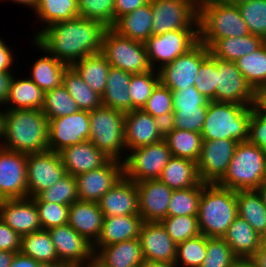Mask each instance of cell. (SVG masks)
<instances>
[{"label":"cell","mask_w":266,"mask_h":267,"mask_svg":"<svg viewBox=\"0 0 266 267\" xmlns=\"http://www.w3.org/2000/svg\"><path fill=\"white\" fill-rule=\"evenodd\" d=\"M239 259H251L264 238L240 216H237L222 237Z\"/></svg>","instance_id":"f1b7e54d"},{"label":"cell","mask_w":266,"mask_h":267,"mask_svg":"<svg viewBox=\"0 0 266 267\" xmlns=\"http://www.w3.org/2000/svg\"><path fill=\"white\" fill-rule=\"evenodd\" d=\"M27 197L33 198L66 175L59 152L27 154Z\"/></svg>","instance_id":"5bb4252c"},{"label":"cell","mask_w":266,"mask_h":267,"mask_svg":"<svg viewBox=\"0 0 266 267\" xmlns=\"http://www.w3.org/2000/svg\"><path fill=\"white\" fill-rule=\"evenodd\" d=\"M94 267H142L145 260L139 238L93 247Z\"/></svg>","instance_id":"cb8c5ba5"},{"label":"cell","mask_w":266,"mask_h":267,"mask_svg":"<svg viewBox=\"0 0 266 267\" xmlns=\"http://www.w3.org/2000/svg\"><path fill=\"white\" fill-rule=\"evenodd\" d=\"M79 17L98 21L107 28L114 25L115 0H77Z\"/></svg>","instance_id":"f5cc1de1"},{"label":"cell","mask_w":266,"mask_h":267,"mask_svg":"<svg viewBox=\"0 0 266 267\" xmlns=\"http://www.w3.org/2000/svg\"><path fill=\"white\" fill-rule=\"evenodd\" d=\"M149 2L150 0H115L114 23L119 17L135 11Z\"/></svg>","instance_id":"94428289"},{"label":"cell","mask_w":266,"mask_h":267,"mask_svg":"<svg viewBox=\"0 0 266 267\" xmlns=\"http://www.w3.org/2000/svg\"><path fill=\"white\" fill-rule=\"evenodd\" d=\"M104 217L98 203L77 200L69 206L67 224L93 245L100 235Z\"/></svg>","instance_id":"4316f807"},{"label":"cell","mask_w":266,"mask_h":267,"mask_svg":"<svg viewBox=\"0 0 266 267\" xmlns=\"http://www.w3.org/2000/svg\"><path fill=\"white\" fill-rule=\"evenodd\" d=\"M235 63L257 93L266 86V42L252 54L240 57Z\"/></svg>","instance_id":"60d3db41"},{"label":"cell","mask_w":266,"mask_h":267,"mask_svg":"<svg viewBox=\"0 0 266 267\" xmlns=\"http://www.w3.org/2000/svg\"><path fill=\"white\" fill-rule=\"evenodd\" d=\"M217 58L211 54L201 63L194 87L209 101H216Z\"/></svg>","instance_id":"db71d44e"},{"label":"cell","mask_w":266,"mask_h":267,"mask_svg":"<svg viewBox=\"0 0 266 267\" xmlns=\"http://www.w3.org/2000/svg\"><path fill=\"white\" fill-rule=\"evenodd\" d=\"M217 102H232L244 106L257 103V92L246 81L235 62L217 59Z\"/></svg>","instance_id":"9a60e30c"},{"label":"cell","mask_w":266,"mask_h":267,"mask_svg":"<svg viewBox=\"0 0 266 267\" xmlns=\"http://www.w3.org/2000/svg\"><path fill=\"white\" fill-rule=\"evenodd\" d=\"M199 41L208 48L217 40L249 33L237 5L199 0Z\"/></svg>","instance_id":"5b68a950"},{"label":"cell","mask_w":266,"mask_h":267,"mask_svg":"<svg viewBox=\"0 0 266 267\" xmlns=\"http://www.w3.org/2000/svg\"><path fill=\"white\" fill-rule=\"evenodd\" d=\"M209 55V48L199 41L187 53L158 70L160 83L171 91L194 86L200 65Z\"/></svg>","instance_id":"7c38bea8"},{"label":"cell","mask_w":266,"mask_h":267,"mask_svg":"<svg viewBox=\"0 0 266 267\" xmlns=\"http://www.w3.org/2000/svg\"><path fill=\"white\" fill-rule=\"evenodd\" d=\"M142 224L143 220L140 215L104 217L98 240L92 246L102 247L136 239L139 237Z\"/></svg>","instance_id":"83f0119b"},{"label":"cell","mask_w":266,"mask_h":267,"mask_svg":"<svg viewBox=\"0 0 266 267\" xmlns=\"http://www.w3.org/2000/svg\"><path fill=\"white\" fill-rule=\"evenodd\" d=\"M101 53L111 67L132 74L152 69L148 62L145 43L121 36L112 28H107L104 33Z\"/></svg>","instance_id":"ba28073f"},{"label":"cell","mask_w":266,"mask_h":267,"mask_svg":"<svg viewBox=\"0 0 266 267\" xmlns=\"http://www.w3.org/2000/svg\"><path fill=\"white\" fill-rule=\"evenodd\" d=\"M0 219L20 236L42 230L33 198L0 200Z\"/></svg>","instance_id":"7402d4cb"},{"label":"cell","mask_w":266,"mask_h":267,"mask_svg":"<svg viewBox=\"0 0 266 267\" xmlns=\"http://www.w3.org/2000/svg\"><path fill=\"white\" fill-rule=\"evenodd\" d=\"M238 142L229 139L203 140L197 163L201 182L217 183L226 173Z\"/></svg>","instance_id":"e0dca14e"},{"label":"cell","mask_w":266,"mask_h":267,"mask_svg":"<svg viewBox=\"0 0 266 267\" xmlns=\"http://www.w3.org/2000/svg\"><path fill=\"white\" fill-rule=\"evenodd\" d=\"M153 13L150 2L119 17L112 29L121 36L145 43L152 35Z\"/></svg>","instance_id":"1f68e13d"},{"label":"cell","mask_w":266,"mask_h":267,"mask_svg":"<svg viewBox=\"0 0 266 267\" xmlns=\"http://www.w3.org/2000/svg\"><path fill=\"white\" fill-rule=\"evenodd\" d=\"M45 92L40 89L29 77L12 80L9 96L5 106L9 110L42 109ZM9 105V106H8Z\"/></svg>","instance_id":"74e56055"},{"label":"cell","mask_w":266,"mask_h":267,"mask_svg":"<svg viewBox=\"0 0 266 267\" xmlns=\"http://www.w3.org/2000/svg\"><path fill=\"white\" fill-rule=\"evenodd\" d=\"M165 124L144 112L134 109L125 113V146L128 152L135 148L163 140Z\"/></svg>","instance_id":"ffe728a7"},{"label":"cell","mask_w":266,"mask_h":267,"mask_svg":"<svg viewBox=\"0 0 266 267\" xmlns=\"http://www.w3.org/2000/svg\"><path fill=\"white\" fill-rule=\"evenodd\" d=\"M266 151L249 141L238 143L224 176L218 185L238 190H256L263 183Z\"/></svg>","instance_id":"8992f818"},{"label":"cell","mask_w":266,"mask_h":267,"mask_svg":"<svg viewBox=\"0 0 266 267\" xmlns=\"http://www.w3.org/2000/svg\"><path fill=\"white\" fill-rule=\"evenodd\" d=\"M257 267H266V240L261 244L260 249L251 258Z\"/></svg>","instance_id":"03108f58"},{"label":"cell","mask_w":266,"mask_h":267,"mask_svg":"<svg viewBox=\"0 0 266 267\" xmlns=\"http://www.w3.org/2000/svg\"><path fill=\"white\" fill-rule=\"evenodd\" d=\"M248 141L266 151V112L257 103L252 108Z\"/></svg>","instance_id":"6f0895ef"},{"label":"cell","mask_w":266,"mask_h":267,"mask_svg":"<svg viewBox=\"0 0 266 267\" xmlns=\"http://www.w3.org/2000/svg\"><path fill=\"white\" fill-rule=\"evenodd\" d=\"M79 111L75 100L67 92L63 84L45 92L42 112L50 119L64 117Z\"/></svg>","instance_id":"7bdbcfd3"},{"label":"cell","mask_w":266,"mask_h":267,"mask_svg":"<svg viewBox=\"0 0 266 267\" xmlns=\"http://www.w3.org/2000/svg\"><path fill=\"white\" fill-rule=\"evenodd\" d=\"M260 194L265 206H266V184L262 183L257 189Z\"/></svg>","instance_id":"34e18365"},{"label":"cell","mask_w":266,"mask_h":267,"mask_svg":"<svg viewBox=\"0 0 266 267\" xmlns=\"http://www.w3.org/2000/svg\"><path fill=\"white\" fill-rule=\"evenodd\" d=\"M106 29L98 21L78 16L44 27L33 38L58 61L72 66L88 55L101 52Z\"/></svg>","instance_id":"6da1fadb"},{"label":"cell","mask_w":266,"mask_h":267,"mask_svg":"<svg viewBox=\"0 0 266 267\" xmlns=\"http://www.w3.org/2000/svg\"><path fill=\"white\" fill-rule=\"evenodd\" d=\"M9 1L16 2L17 4L29 6L28 8H32V10L34 9V11L37 6V0H9Z\"/></svg>","instance_id":"8c879c8a"},{"label":"cell","mask_w":266,"mask_h":267,"mask_svg":"<svg viewBox=\"0 0 266 267\" xmlns=\"http://www.w3.org/2000/svg\"><path fill=\"white\" fill-rule=\"evenodd\" d=\"M62 84L75 100L79 110L90 112L102 106L101 96L90 89L72 66L66 68Z\"/></svg>","instance_id":"ab89813d"},{"label":"cell","mask_w":266,"mask_h":267,"mask_svg":"<svg viewBox=\"0 0 266 267\" xmlns=\"http://www.w3.org/2000/svg\"><path fill=\"white\" fill-rule=\"evenodd\" d=\"M238 216L247 221L251 227L266 238V206L257 190H238Z\"/></svg>","instance_id":"f35d334b"},{"label":"cell","mask_w":266,"mask_h":267,"mask_svg":"<svg viewBox=\"0 0 266 267\" xmlns=\"http://www.w3.org/2000/svg\"><path fill=\"white\" fill-rule=\"evenodd\" d=\"M163 140L173 157H180L197 162L201 153L203 138L201 133L164 127Z\"/></svg>","instance_id":"e575fe53"},{"label":"cell","mask_w":266,"mask_h":267,"mask_svg":"<svg viewBox=\"0 0 266 267\" xmlns=\"http://www.w3.org/2000/svg\"><path fill=\"white\" fill-rule=\"evenodd\" d=\"M27 154L0 146V200L27 197Z\"/></svg>","instance_id":"d6986e66"},{"label":"cell","mask_w":266,"mask_h":267,"mask_svg":"<svg viewBox=\"0 0 266 267\" xmlns=\"http://www.w3.org/2000/svg\"><path fill=\"white\" fill-rule=\"evenodd\" d=\"M207 107L173 109L172 117L168 125L171 128L188 130L201 133L205 122Z\"/></svg>","instance_id":"9f6ffc18"},{"label":"cell","mask_w":266,"mask_h":267,"mask_svg":"<svg viewBox=\"0 0 266 267\" xmlns=\"http://www.w3.org/2000/svg\"><path fill=\"white\" fill-rule=\"evenodd\" d=\"M4 110L1 147L24 154L48 150V119L42 109Z\"/></svg>","instance_id":"7a4b0ae2"},{"label":"cell","mask_w":266,"mask_h":267,"mask_svg":"<svg viewBox=\"0 0 266 267\" xmlns=\"http://www.w3.org/2000/svg\"><path fill=\"white\" fill-rule=\"evenodd\" d=\"M14 54L11 50V47L6 45L5 41H3L0 37V71L1 72H11L10 67L13 66L14 63Z\"/></svg>","instance_id":"6125c7cd"},{"label":"cell","mask_w":266,"mask_h":267,"mask_svg":"<svg viewBox=\"0 0 266 267\" xmlns=\"http://www.w3.org/2000/svg\"><path fill=\"white\" fill-rule=\"evenodd\" d=\"M35 48L43 50L42 57L39 56L32 64L29 78L44 92L54 89L62 84L63 74L68 67L65 63L58 61L48 51H46L35 39L32 41ZM31 76V77H30Z\"/></svg>","instance_id":"f546056e"},{"label":"cell","mask_w":266,"mask_h":267,"mask_svg":"<svg viewBox=\"0 0 266 267\" xmlns=\"http://www.w3.org/2000/svg\"><path fill=\"white\" fill-rule=\"evenodd\" d=\"M89 118V140L110 159L123 162L125 156L122 152L127 153L124 132L125 113L101 106L90 111Z\"/></svg>","instance_id":"52a82bcc"},{"label":"cell","mask_w":266,"mask_h":267,"mask_svg":"<svg viewBox=\"0 0 266 267\" xmlns=\"http://www.w3.org/2000/svg\"><path fill=\"white\" fill-rule=\"evenodd\" d=\"M233 267H257L252 259H239Z\"/></svg>","instance_id":"2644e50d"},{"label":"cell","mask_w":266,"mask_h":267,"mask_svg":"<svg viewBox=\"0 0 266 267\" xmlns=\"http://www.w3.org/2000/svg\"><path fill=\"white\" fill-rule=\"evenodd\" d=\"M257 104L266 112V86L257 93Z\"/></svg>","instance_id":"89a4df30"},{"label":"cell","mask_w":266,"mask_h":267,"mask_svg":"<svg viewBox=\"0 0 266 267\" xmlns=\"http://www.w3.org/2000/svg\"><path fill=\"white\" fill-rule=\"evenodd\" d=\"M142 267H178L175 262H151L145 261Z\"/></svg>","instance_id":"a7ac6f4b"},{"label":"cell","mask_w":266,"mask_h":267,"mask_svg":"<svg viewBox=\"0 0 266 267\" xmlns=\"http://www.w3.org/2000/svg\"><path fill=\"white\" fill-rule=\"evenodd\" d=\"M266 41L251 33L243 37L217 39L210 47V54L221 60L236 62L240 57L252 54Z\"/></svg>","instance_id":"d6a6232c"},{"label":"cell","mask_w":266,"mask_h":267,"mask_svg":"<svg viewBox=\"0 0 266 267\" xmlns=\"http://www.w3.org/2000/svg\"><path fill=\"white\" fill-rule=\"evenodd\" d=\"M10 267H45L43 264L37 262L33 258L18 252L12 259Z\"/></svg>","instance_id":"e7e4bbea"},{"label":"cell","mask_w":266,"mask_h":267,"mask_svg":"<svg viewBox=\"0 0 266 267\" xmlns=\"http://www.w3.org/2000/svg\"><path fill=\"white\" fill-rule=\"evenodd\" d=\"M159 222L176 244L201 234L197 216H167Z\"/></svg>","instance_id":"c3c4849f"},{"label":"cell","mask_w":266,"mask_h":267,"mask_svg":"<svg viewBox=\"0 0 266 267\" xmlns=\"http://www.w3.org/2000/svg\"><path fill=\"white\" fill-rule=\"evenodd\" d=\"M15 252L0 250V267H10Z\"/></svg>","instance_id":"003e7915"},{"label":"cell","mask_w":266,"mask_h":267,"mask_svg":"<svg viewBox=\"0 0 266 267\" xmlns=\"http://www.w3.org/2000/svg\"><path fill=\"white\" fill-rule=\"evenodd\" d=\"M159 180L172 190L188 189L201 182L195 161L173 156L163 168Z\"/></svg>","instance_id":"836d02e7"},{"label":"cell","mask_w":266,"mask_h":267,"mask_svg":"<svg viewBox=\"0 0 266 267\" xmlns=\"http://www.w3.org/2000/svg\"><path fill=\"white\" fill-rule=\"evenodd\" d=\"M263 183L266 184V158L264 162Z\"/></svg>","instance_id":"2a66077c"},{"label":"cell","mask_w":266,"mask_h":267,"mask_svg":"<svg viewBox=\"0 0 266 267\" xmlns=\"http://www.w3.org/2000/svg\"><path fill=\"white\" fill-rule=\"evenodd\" d=\"M171 157L164 140L130 150L123 161L124 176L135 183L159 179Z\"/></svg>","instance_id":"30bf717a"},{"label":"cell","mask_w":266,"mask_h":267,"mask_svg":"<svg viewBox=\"0 0 266 267\" xmlns=\"http://www.w3.org/2000/svg\"><path fill=\"white\" fill-rule=\"evenodd\" d=\"M206 257V236L196 237L177 244L175 264L180 267H200Z\"/></svg>","instance_id":"bcb514c9"},{"label":"cell","mask_w":266,"mask_h":267,"mask_svg":"<svg viewBox=\"0 0 266 267\" xmlns=\"http://www.w3.org/2000/svg\"><path fill=\"white\" fill-rule=\"evenodd\" d=\"M88 111L78 112L48 121V150L59 152L63 148L89 140Z\"/></svg>","instance_id":"2e32d148"},{"label":"cell","mask_w":266,"mask_h":267,"mask_svg":"<svg viewBox=\"0 0 266 267\" xmlns=\"http://www.w3.org/2000/svg\"><path fill=\"white\" fill-rule=\"evenodd\" d=\"M152 35L173 30H199V0H150Z\"/></svg>","instance_id":"9c48e42d"},{"label":"cell","mask_w":266,"mask_h":267,"mask_svg":"<svg viewBox=\"0 0 266 267\" xmlns=\"http://www.w3.org/2000/svg\"><path fill=\"white\" fill-rule=\"evenodd\" d=\"M59 155L66 173L74 177L100 168L110 159L90 140L65 147Z\"/></svg>","instance_id":"484cf974"},{"label":"cell","mask_w":266,"mask_h":267,"mask_svg":"<svg viewBox=\"0 0 266 267\" xmlns=\"http://www.w3.org/2000/svg\"><path fill=\"white\" fill-rule=\"evenodd\" d=\"M72 67L91 90L100 96L103 95L111 65L101 52L88 55L76 61Z\"/></svg>","instance_id":"8d00e7d4"},{"label":"cell","mask_w":266,"mask_h":267,"mask_svg":"<svg viewBox=\"0 0 266 267\" xmlns=\"http://www.w3.org/2000/svg\"><path fill=\"white\" fill-rule=\"evenodd\" d=\"M237 216L236 191L217 183H205L197 214L201 234L222 238Z\"/></svg>","instance_id":"3957f363"},{"label":"cell","mask_w":266,"mask_h":267,"mask_svg":"<svg viewBox=\"0 0 266 267\" xmlns=\"http://www.w3.org/2000/svg\"><path fill=\"white\" fill-rule=\"evenodd\" d=\"M198 42L199 30H173L161 35H151L145 41L148 62L152 69L158 71L187 53Z\"/></svg>","instance_id":"8fae6325"},{"label":"cell","mask_w":266,"mask_h":267,"mask_svg":"<svg viewBox=\"0 0 266 267\" xmlns=\"http://www.w3.org/2000/svg\"><path fill=\"white\" fill-rule=\"evenodd\" d=\"M37 196L42 201L70 206L79 200L76 178L70 174H66Z\"/></svg>","instance_id":"7dc6e473"},{"label":"cell","mask_w":266,"mask_h":267,"mask_svg":"<svg viewBox=\"0 0 266 267\" xmlns=\"http://www.w3.org/2000/svg\"><path fill=\"white\" fill-rule=\"evenodd\" d=\"M20 252L29 256L45 267H63L58 260L48 230H40L21 236Z\"/></svg>","instance_id":"d590c367"},{"label":"cell","mask_w":266,"mask_h":267,"mask_svg":"<svg viewBox=\"0 0 266 267\" xmlns=\"http://www.w3.org/2000/svg\"><path fill=\"white\" fill-rule=\"evenodd\" d=\"M138 192L139 215L143 222H156L167 217L168 205L173 190L159 179L139 181Z\"/></svg>","instance_id":"44dd1931"},{"label":"cell","mask_w":266,"mask_h":267,"mask_svg":"<svg viewBox=\"0 0 266 267\" xmlns=\"http://www.w3.org/2000/svg\"><path fill=\"white\" fill-rule=\"evenodd\" d=\"M216 1L226 3V4L238 5L239 3L250 1V0H216Z\"/></svg>","instance_id":"11e5206c"},{"label":"cell","mask_w":266,"mask_h":267,"mask_svg":"<svg viewBox=\"0 0 266 267\" xmlns=\"http://www.w3.org/2000/svg\"><path fill=\"white\" fill-rule=\"evenodd\" d=\"M58 260L67 267H90L94 265L92 244L78 234L70 225L48 229Z\"/></svg>","instance_id":"4fadbf2b"},{"label":"cell","mask_w":266,"mask_h":267,"mask_svg":"<svg viewBox=\"0 0 266 267\" xmlns=\"http://www.w3.org/2000/svg\"><path fill=\"white\" fill-rule=\"evenodd\" d=\"M14 75L12 72L0 71V105L5 106Z\"/></svg>","instance_id":"be15d7a7"},{"label":"cell","mask_w":266,"mask_h":267,"mask_svg":"<svg viewBox=\"0 0 266 267\" xmlns=\"http://www.w3.org/2000/svg\"><path fill=\"white\" fill-rule=\"evenodd\" d=\"M237 6L249 33L266 41V0L245 1Z\"/></svg>","instance_id":"681fc988"},{"label":"cell","mask_w":266,"mask_h":267,"mask_svg":"<svg viewBox=\"0 0 266 267\" xmlns=\"http://www.w3.org/2000/svg\"><path fill=\"white\" fill-rule=\"evenodd\" d=\"M138 238L145 261H175L177 244L172 240L159 221L143 222Z\"/></svg>","instance_id":"603a6c76"},{"label":"cell","mask_w":266,"mask_h":267,"mask_svg":"<svg viewBox=\"0 0 266 267\" xmlns=\"http://www.w3.org/2000/svg\"><path fill=\"white\" fill-rule=\"evenodd\" d=\"M5 111L0 110V142L4 138Z\"/></svg>","instance_id":"753ad0ef"},{"label":"cell","mask_w":266,"mask_h":267,"mask_svg":"<svg viewBox=\"0 0 266 267\" xmlns=\"http://www.w3.org/2000/svg\"><path fill=\"white\" fill-rule=\"evenodd\" d=\"M159 83L160 77L157 70L151 69L148 72L132 74L128 90L132 110L142 109Z\"/></svg>","instance_id":"f6af8a7d"},{"label":"cell","mask_w":266,"mask_h":267,"mask_svg":"<svg viewBox=\"0 0 266 267\" xmlns=\"http://www.w3.org/2000/svg\"><path fill=\"white\" fill-rule=\"evenodd\" d=\"M0 250L18 253L21 236L0 219Z\"/></svg>","instance_id":"91938a15"},{"label":"cell","mask_w":266,"mask_h":267,"mask_svg":"<svg viewBox=\"0 0 266 267\" xmlns=\"http://www.w3.org/2000/svg\"><path fill=\"white\" fill-rule=\"evenodd\" d=\"M33 199L38 209L42 230L67 224L69 205L42 201L38 196Z\"/></svg>","instance_id":"11a10c76"},{"label":"cell","mask_w":266,"mask_h":267,"mask_svg":"<svg viewBox=\"0 0 266 267\" xmlns=\"http://www.w3.org/2000/svg\"><path fill=\"white\" fill-rule=\"evenodd\" d=\"M142 110L167 125L172 117V91L159 83Z\"/></svg>","instance_id":"f907efd6"},{"label":"cell","mask_w":266,"mask_h":267,"mask_svg":"<svg viewBox=\"0 0 266 267\" xmlns=\"http://www.w3.org/2000/svg\"><path fill=\"white\" fill-rule=\"evenodd\" d=\"M205 182L183 190H173L167 216H197L201 192Z\"/></svg>","instance_id":"ee69618b"},{"label":"cell","mask_w":266,"mask_h":267,"mask_svg":"<svg viewBox=\"0 0 266 267\" xmlns=\"http://www.w3.org/2000/svg\"><path fill=\"white\" fill-rule=\"evenodd\" d=\"M98 204L105 217L139 215L136 183L123 176Z\"/></svg>","instance_id":"d4e9b609"},{"label":"cell","mask_w":266,"mask_h":267,"mask_svg":"<svg viewBox=\"0 0 266 267\" xmlns=\"http://www.w3.org/2000/svg\"><path fill=\"white\" fill-rule=\"evenodd\" d=\"M132 73L111 67L108 72L106 88L101 96L102 106L123 113L132 111L129 83Z\"/></svg>","instance_id":"4dcf8cb0"},{"label":"cell","mask_w":266,"mask_h":267,"mask_svg":"<svg viewBox=\"0 0 266 267\" xmlns=\"http://www.w3.org/2000/svg\"><path fill=\"white\" fill-rule=\"evenodd\" d=\"M123 176V162L117 159H109L100 168L79 174L75 177L79 200L98 203Z\"/></svg>","instance_id":"ac0fdd59"},{"label":"cell","mask_w":266,"mask_h":267,"mask_svg":"<svg viewBox=\"0 0 266 267\" xmlns=\"http://www.w3.org/2000/svg\"><path fill=\"white\" fill-rule=\"evenodd\" d=\"M238 260L223 238L206 237V257L200 267H233Z\"/></svg>","instance_id":"816d5d0a"},{"label":"cell","mask_w":266,"mask_h":267,"mask_svg":"<svg viewBox=\"0 0 266 267\" xmlns=\"http://www.w3.org/2000/svg\"><path fill=\"white\" fill-rule=\"evenodd\" d=\"M36 18L48 27L79 16L77 0H37Z\"/></svg>","instance_id":"b9f144b4"},{"label":"cell","mask_w":266,"mask_h":267,"mask_svg":"<svg viewBox=\"0 0 266 267\" xmlns=\"http://www.w3.org/2000/svg\"><path fill=\"white\" fill-rule=\"evenodd\" d=\"M252 108L232 102L209 101L201 131L203 140L248 141Z\"/></svg>","instance_id":"277c9868"},{"label":"cell","mask_w":266,"mask_h":267,"mask_svg":"<svg viewBox=\"0 0 266 267\" xmlns=\"http://www.w3.org/2000/svg\"><path fill=\"white\" fill-rule=\"evenodd\" d=\"M208 103L209 100L200 94L194 86L172 91L173 109L202 108L208 106Z\"/></svg>","instance_id":"680465c9"}]
</instances>
